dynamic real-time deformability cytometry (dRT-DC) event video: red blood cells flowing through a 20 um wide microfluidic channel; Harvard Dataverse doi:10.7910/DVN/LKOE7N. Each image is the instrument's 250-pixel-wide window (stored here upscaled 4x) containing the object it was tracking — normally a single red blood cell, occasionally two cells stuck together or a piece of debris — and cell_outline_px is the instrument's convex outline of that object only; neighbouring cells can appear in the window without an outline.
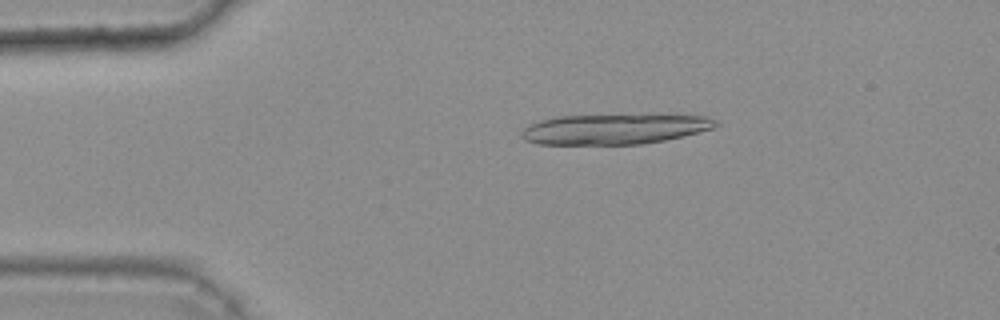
{"species": "common noctule bat (a hibernating species)", "species_latin": "Nyctalus noctula", "temperature_condition": "warm", "stored_images_in_passage": 9, "camera_frame_rate_fps": 3000, "um_per_image_px": 0.085, "animal": {"sex": "female", "body_mass_g": 25.1}, "frame": {"image": 1, "passage_image": 2, "time_ms": 0.333, "image_size_px": [1000, 320], "cell_outline_px": [[720, 124], [716, 128], [664, 140], [640, 144], [536, 144], [524, 140], [520, 136], [520, 132], [528, 124], [540, 120], [556, 116], [708, 116], [716, 120]], "centroid_in_image_um": [52.17, 10.99], "position_along_channel_um": 32.8, "area_um2": 33.76}}